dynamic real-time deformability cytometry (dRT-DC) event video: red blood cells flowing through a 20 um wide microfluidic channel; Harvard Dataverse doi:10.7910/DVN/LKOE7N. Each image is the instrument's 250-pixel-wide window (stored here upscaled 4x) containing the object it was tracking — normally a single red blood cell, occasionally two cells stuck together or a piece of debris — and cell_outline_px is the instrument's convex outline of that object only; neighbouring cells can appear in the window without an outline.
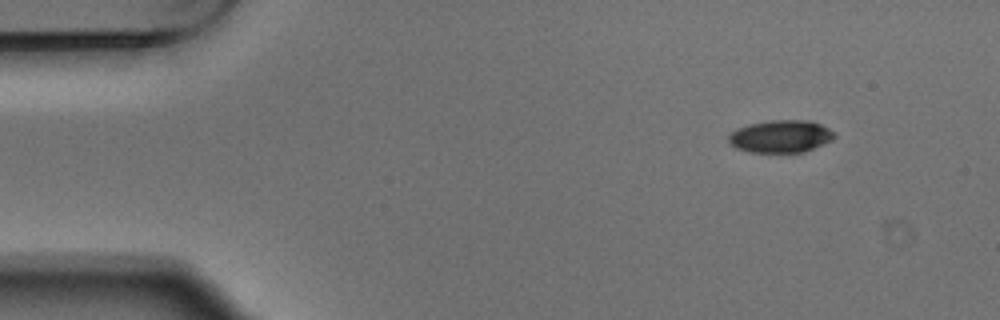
{"species": "Egyptian fruit bat (a non-hibernating species)", "species_latin": "Rousettus aegyptiacus", "temperature_condition": "warm", "stored_images_in_passage": 10, "camera_frame_rate_fps": 3000, "um_per_image_px": 0.085, "animal": {"sex": "male"}, "frame": {"image": 1, "passage_image": 1, "time_ms": 0.0, "image_size_px": [1000, 320], "cell_outline_px": [[836, 136], [832, 140], [804, 152], [752, 152], [736, 148], [728, 140], [728, 136], [732, 132], [748, 124], [772, 120], [808, 120], [820, 124], [836, 132]], "centroid_in_image_um": [66.4, 11.59], "position_along_channel_um": 18.6, "area_um2": 19.88}}
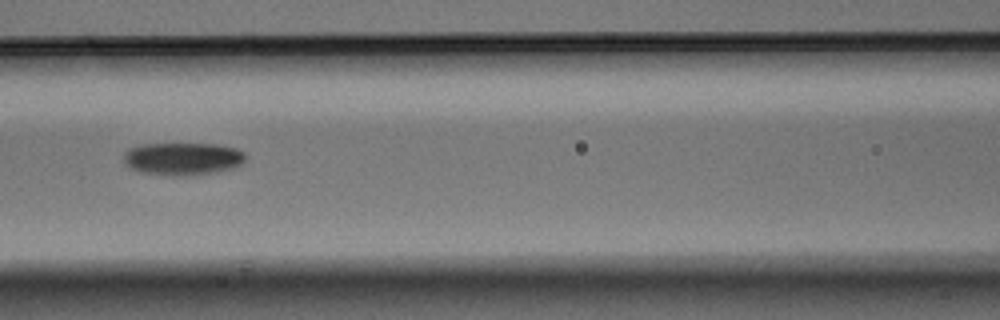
{"frame": {"image": 2, "passage_image": 6, "time_ms": 1.667, "image_size_px": [1000, 320], "cell_outline_px": [[244, 160], [240, 164], [232, 168], [216, 172], [188, 176], [172, 176], [140, 172], [124, 164], [124, 152], [128, 148], [140, 144], [216, 144], [236, 148], [244, 152]], "centroid_in_image_um": [15.49, 13.49], "position_along_channel_um": 151.1, "area_um2": 23.29}}
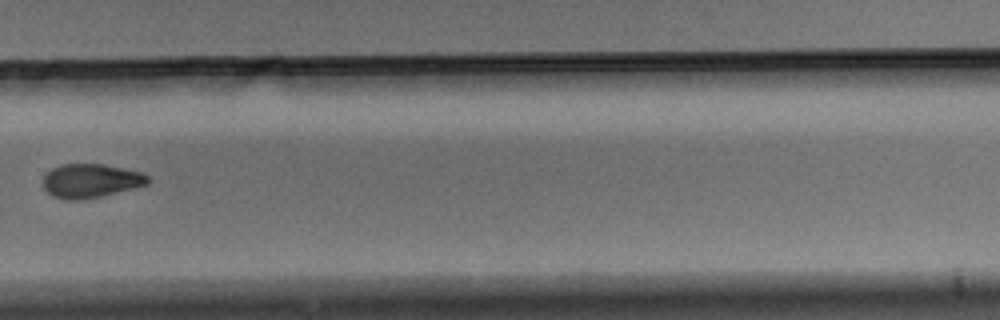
{"frame": {"image": 3, "passage_image": 10, "time_ms": 3.0, "image_size_px": [1000, 320], "cell_outline_px": [[152, 180], [148, 184], [136, 188], [100, 196], [80, 200], [64, 200], [52, 196], [44, 188], [44, 176], [52, 168], [60, 164], [104, 164], [144, 172]], "centroid_in_image_um": [7.76, 15.36], "position_along_channel_um": 322.0, "area_um2": 20.92}}